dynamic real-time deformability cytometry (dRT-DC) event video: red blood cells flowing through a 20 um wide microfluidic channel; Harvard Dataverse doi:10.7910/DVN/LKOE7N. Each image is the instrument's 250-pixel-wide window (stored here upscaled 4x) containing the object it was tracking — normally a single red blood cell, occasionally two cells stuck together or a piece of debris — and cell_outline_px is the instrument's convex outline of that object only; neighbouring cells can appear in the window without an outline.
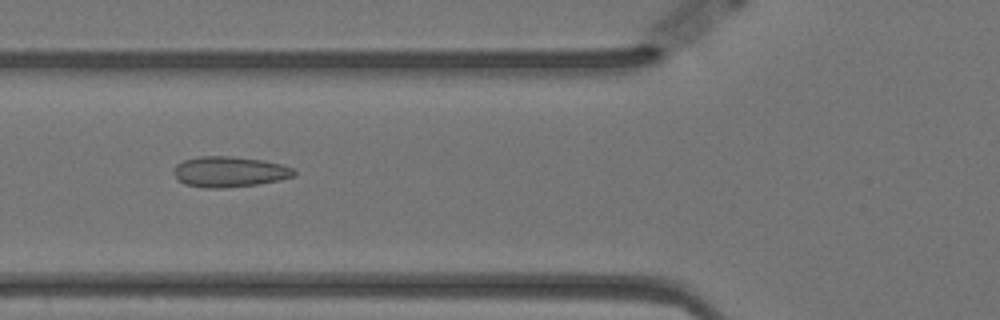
{"species": "Egyptian fruit bat (a non-hibernating species)", "species_latin": "Rousettus aegyptiacus", "temperature_condition": "warm", "stored_images_in_passage": 58, "camera_frame_rate_fps": 3000, "um_per_image_px": 0.085, "animal": {"sex": "female"}, "frame": {"image": 1, "passage_image": 21, "time_ms": 6.667, "image_size_px": [1000, 320], "cell_outline_px": [[296, 176], [280, 180], [256, 184], [224, 188], [204, 188], [184, 184], [176, 180], [172, 172], [172, 168], [176, 164], [184, 160], [200, 156], [232, 156], [264, 160], [280, 164], [292, 168], [296, 172]], "centroid_in_image_um": [19.45, 14.6], "position_along_channel_um": 106.3, "area_um2": 21.73}}
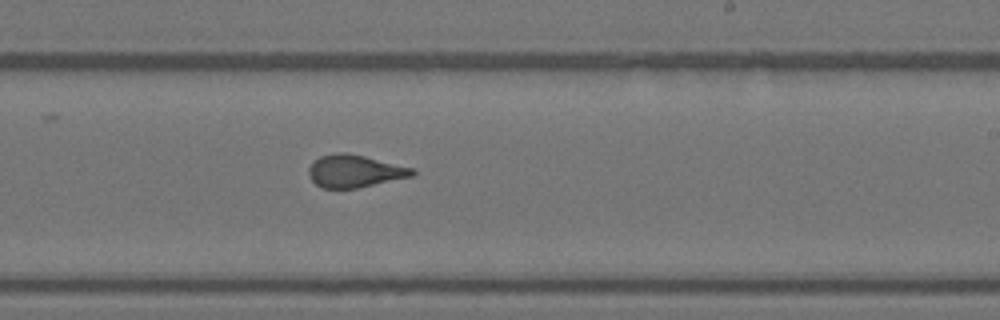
{"frame": {"image": 2, "passage_image": 34, "time_ms": 11.0, "image_size_px": [1000, 320], "cell_outline_px": [[416, 172], [412, 176], [356, 188], [320, 188], [312, 180], [308, 172], [308, 168], [320, 156], [336, 152], [344, 152], [364, 156], [412, 168]], "centroid_in_image_um": [30.11, 14.54], "position_along_channel_um": 258.9, "area_um2": 19.31}}
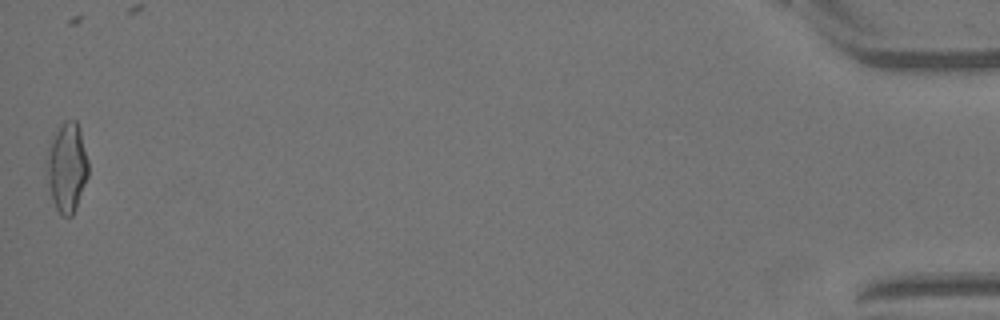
{"frame": {"image": 3, "passage_image": 57, "time_ms": 18.667, "image_size_px": [1000, 320], "cell_outline_px": [[88, 176], [76, 208], [72, 216], [60, 216], [52, 200], [48, 184], [44, 160], [48, 144], [52, 136], [60, 124], [64, 120], [76, 120], [80, 128], [88, 160]], "centroid_in_image_um": [5.66, 14.2], "position_along_channel_um": 429.5, "area_um2": 22.25}, "authors_computed_cell_mechanics": {"area_um2": 20.3167, "velocity_mm_per_s": 3.516, "shape_relaxation_time_tau1_ms": null, "shape_relaxation_time_tau2_ms": 1.0409, "deformation_change_tau1": null, "deformation_change_tau2": 0.1077}}